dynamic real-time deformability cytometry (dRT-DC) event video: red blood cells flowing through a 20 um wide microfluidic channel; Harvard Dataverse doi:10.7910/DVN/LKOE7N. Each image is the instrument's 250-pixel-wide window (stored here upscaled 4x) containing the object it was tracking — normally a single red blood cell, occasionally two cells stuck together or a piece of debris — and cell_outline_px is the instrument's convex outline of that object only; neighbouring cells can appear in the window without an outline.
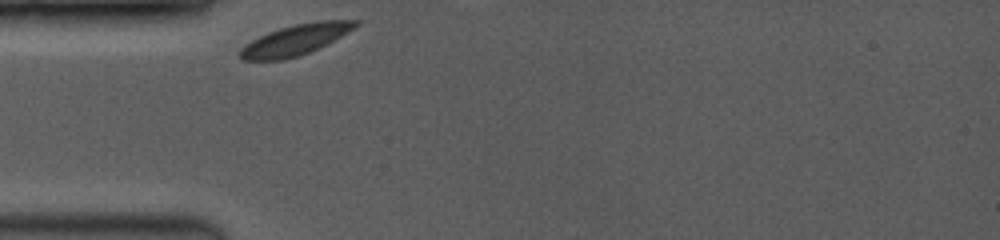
{"species": "common noctule bat (a hibernating species)", "species_latin": "Nyctalus noctula", "temperature_condition": "room temperature", "stored_images_in_passage": 6, "camera_frame_rate_fps": 3500, "um_per_image_px": 0.085, "animal": {"sex": "female", "body_mass_g": 19.0, "forearm_length_mm": 53.3}, "frame": {"image": 1, "passage_image": 1, "time_ms": 0.0, "image_size_px": [1000, 240], "cell_outline_px": [[360, 24], [348, 32], [300, 56], [284, 60], [240, 60], [240, 48], [244, 44], [268, 32], [292, 24], [316, 20], [360, 20]], "centroid_in_image_um": [25.09, 3.37], "position_along_channel_um": 59.9, "area_um2": 20.52}}
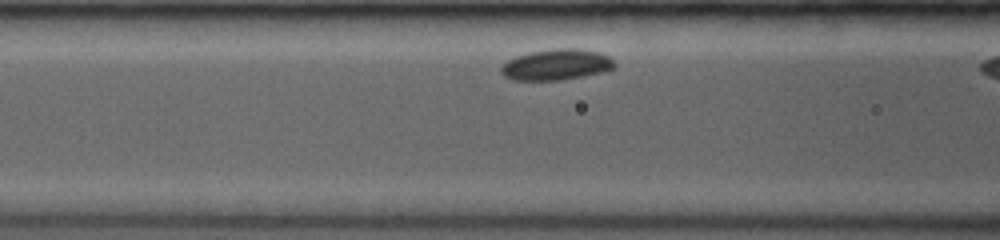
{"frame": {"image": 2, "passage_image": 5, "time_ms": 1.714, "image_size_px": [1000, 240], "cell_outline_px": [[616, 68], [600, 72], [560, 80], [512, 80], [504, 76], [500, 72], [500, 68], [508, 60], [516, 56], [532, 52], [552, 48], [576, 48], [600, 52], [608, 56], [616, 64]], "centroid_in_image_um": [47.28, 5.49], "position_along_channel_um": 119.3, "area_um2": 20.35}}